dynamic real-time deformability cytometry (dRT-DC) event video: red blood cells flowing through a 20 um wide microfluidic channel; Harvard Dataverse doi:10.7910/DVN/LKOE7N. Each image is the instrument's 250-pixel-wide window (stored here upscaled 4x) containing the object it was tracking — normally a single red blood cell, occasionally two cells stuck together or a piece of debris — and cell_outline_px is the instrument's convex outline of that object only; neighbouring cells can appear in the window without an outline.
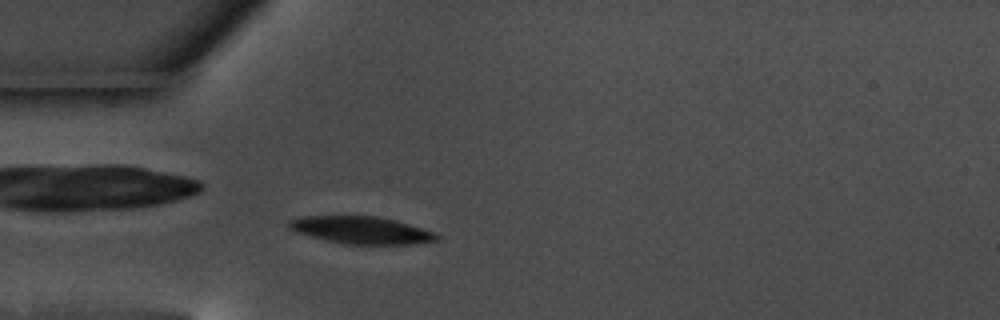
{"species": "common noctule bat (a hibernating species)", "species_latin": "Nyctalus noctula", "temperature_condition": "warm", "stored_images_in_passage": 54, "camera_frame_rate_fps": 3000, "um_per_image_px": 0.085, "animal": {"sex": "male", "body_mass_g": 17.5, "forearm_length_mm": 52.3}, "frame": {"image": 1, "passage_image": 13, "time_ms": 4.0, "image_size_px": [1000, 320], "cell_outline_px": [[440, 240], [412, 244], [344, 244], [324, 240], [296, 232], [288, 224], [288, 220], [308, 216], [376, 216], [396, 220], [436, 232], [440, 236]], "centroid_in_image_um": [30.77, 19.57], "position_along_channel_um": 54.2, "area_um2": 23.52}}
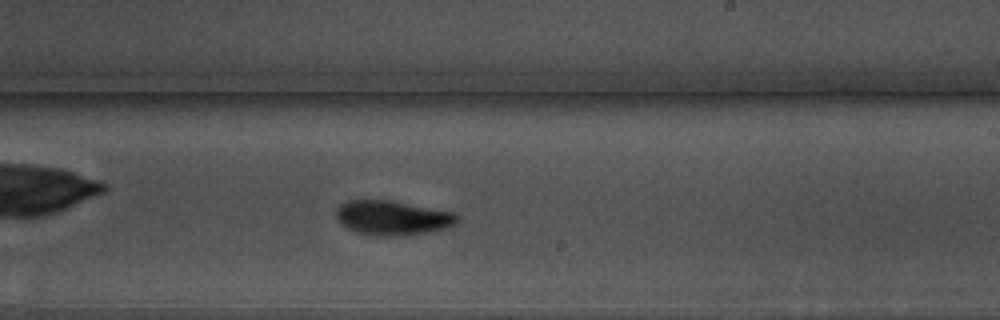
{"frame": {"image": 2, "passage_image": 31, "time_ms": 10.0, "image_size_px": [1000, 320], "cell_outline_px": [[460, 220], [452, 228], [436, 232], [400, 236], [372, 236], [356, 232], [340, 224], [336, 216], [336, 208], [340, 204], [348, 200], [392, 200], [456, 212], [460, 216]], "centroid_in_image_um": [33.45, 18.53], "position_along_channel_um": 255.5, "area_um2": 25.26}}
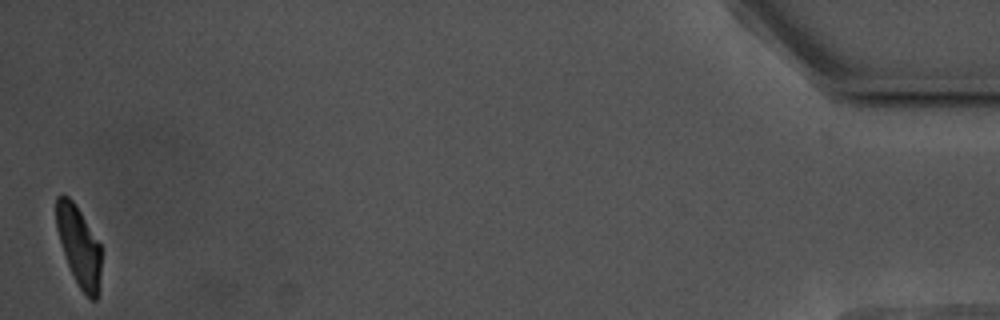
{"frame": {"image": 3, "passage_image": 54, "time_ms": 17.667, "image_size_px": [1000, 320], "cell_outline_px": [[100, 272], [96, 300], [92, 300], [80, 288], [68, 264], [56, 228], [56, 196], [68, 196], [72, 200], [80, 212], [100, 244]], "centroid_in_image_um": [6.69, 20.89], "position_along_channel_um": 428.5, "area_um2": 20.11}, "authors_computed_cell_mechanics": {"area_um2": 23.7269, "velocity_mm_per_s": 3.4913, "shape_relaxation_time_tau1_ms": 2.4097, "shape_relaxation_time_tau2_ms": 3.8388, "deformation_change_tau1": 0.1253, "deformation_change_tau2": 0.083}}